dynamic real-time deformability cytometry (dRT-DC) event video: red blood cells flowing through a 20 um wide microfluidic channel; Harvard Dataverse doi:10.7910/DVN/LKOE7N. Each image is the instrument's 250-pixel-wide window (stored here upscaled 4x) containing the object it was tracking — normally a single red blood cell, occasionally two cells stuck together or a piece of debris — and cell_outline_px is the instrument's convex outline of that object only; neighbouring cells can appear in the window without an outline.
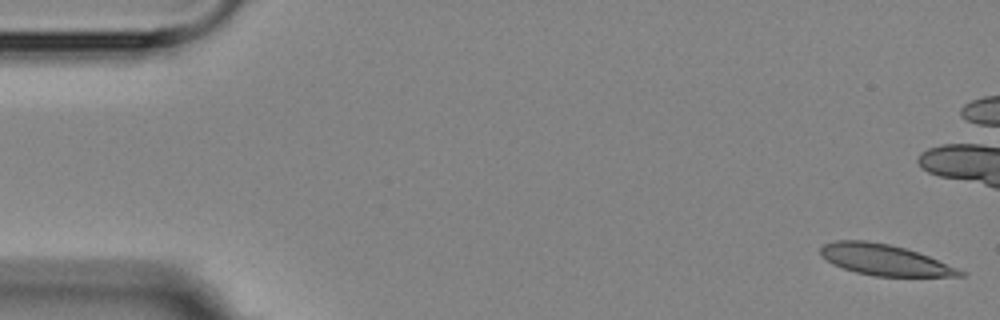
{"species": "Egyptian fruit bat (a non-hibernating species)", "species_latin": "Rousettus aegyptiacus", "temperature_condition": "room temperature", "stored_images_in_passage": 4, "camera_frame_rate_fps": 3000, "um_per_image_px": 0.085, "animal": {"sex": "female"}, "frame": {"image": 1, "passage_image": 1, "time_ms": 0.0, "image_size_px": [1000, 320], "cell_outline_px": [[968, 272], [964, 276], [872, 276], [856, 272], [832, 264], [820, 256], [820, 248], [824, 244], [836, 240], [864, 240], [888, 244], [904, 248], [928, 256]], "centroid_in_image_um": [75.17, 22.09], "position_along_channel_um": 9.8, "area_um2": 25.03}}